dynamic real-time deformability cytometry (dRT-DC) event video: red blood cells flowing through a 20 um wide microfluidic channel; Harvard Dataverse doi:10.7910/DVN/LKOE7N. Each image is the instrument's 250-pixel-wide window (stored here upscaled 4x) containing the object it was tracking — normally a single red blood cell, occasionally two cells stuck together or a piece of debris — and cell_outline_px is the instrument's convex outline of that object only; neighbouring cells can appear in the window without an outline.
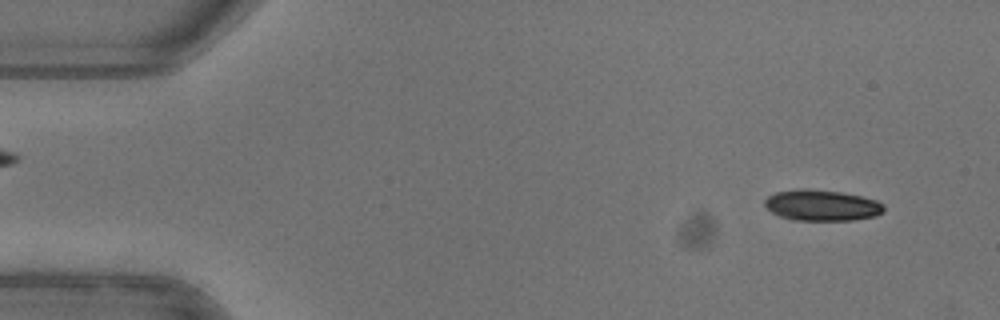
{"species": "common noctule bat (a hibernating species)", "species_latin": "Nyctalus noctula", "temperature_condition": "warm", "stored_images_in_passage": 51, "camera_frame_rate_fps": 3000, "um_per_image_px": 0.085, "animal": {"sex": "female"}, "frame": {"image": 1, "passage_image": 4, "time_ms": 1.0, "image_size_px": [1000, 320], "cell_outline_px": [[884, 212], [876, 216], [852, 220], [792, 220], [780, 216], [772, 212], [764, 204], [764, 200], [768, 196], [776, 192], [796, 188], [808, 188], [840, 192], [860, 196], [876, 200], [884, 204]], "centroid_in_image_um": [69.85, 17.44], "position_along_channel_um": 15.1, "area_um2": 21.62}}
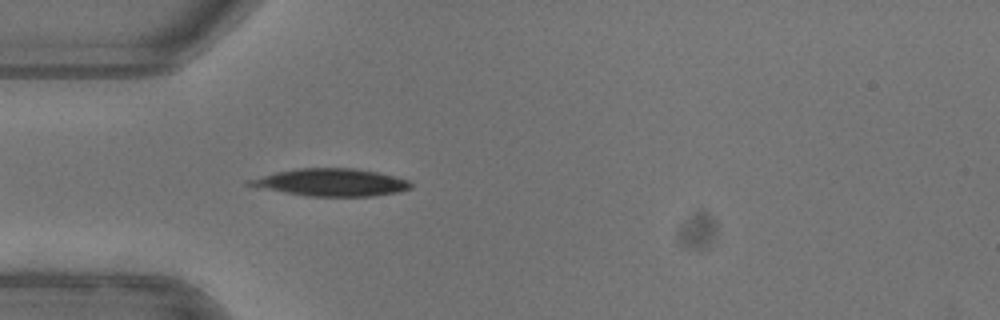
{"frame": {"image": 2, "passage_image": 15, "time_ms": 4.667, "image_size_px": [1000, 320], "cell_outline_px": [[412, 188], [400, 192], [372, 196], [308, 196], [244, 184], [244, 180], [276, 172], [296, 168], [356, 168], [380, 172], [408, 180], [412, 184]], "centroid_in_image_um": [28.18, 15.49], "position_along_channel_um": 56.8, "area_um2": 25.78}}
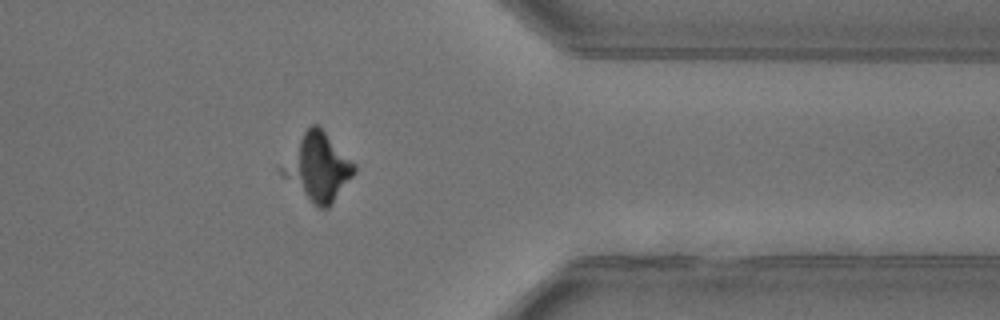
{"frame": {"image": 3, "passage_image": 41, "time_ms": 13.333, "image_size_px": [1000, 320], "cell_outline_px": [[356, 172], [332, 204], [328, 208], [320, 208], [312, 204], [276, 168], [304, 132], [312, 124], [316, 124], [356, 164]], "centroid_in_image_um": [27.0, 14.24], "position_along_channel_um": 384.4, "area_um2": 27.92}}